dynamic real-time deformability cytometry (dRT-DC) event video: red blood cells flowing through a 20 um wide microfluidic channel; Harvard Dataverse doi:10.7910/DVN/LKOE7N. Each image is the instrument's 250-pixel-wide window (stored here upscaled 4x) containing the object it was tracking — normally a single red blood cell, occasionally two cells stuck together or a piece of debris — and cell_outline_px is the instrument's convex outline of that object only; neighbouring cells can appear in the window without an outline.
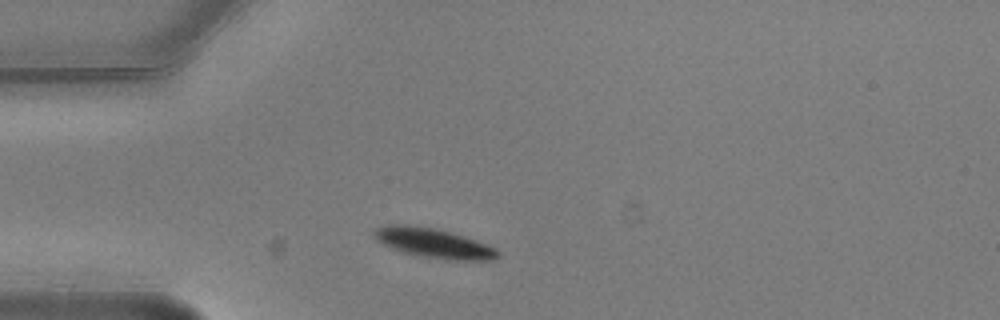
{"species": "common noctule bat (a hibernating species)", "species_latin": "Nyctalus noctula", "temperature_condition": "warm", "stored_images_in_passage": 6, "camera_frame_rate_fps": 3000, "um_per_image_px": 0.085, "animal": {"sex": "male", "body_mass_g": 20.5, "forearm_length_mm": 52.5}, "frame": {"image": 1, "passage_image": 1, "time_ms": 0.0, "image_size_px": [1000, 320], "cell_outline_px": [[500, 256], [492, 260], [448, 260], [420, 256], [404, 252], [392, 248], [376, 240], [372, 232], [376, 228], [388, 224], [408, 224], [436, 228], [488, 244], [496, 248], [500, 252]], "centroid_in_image_um": [36.86, 20.66], "position_along_channel_um": 48.1, "area_um2": 21.39}}
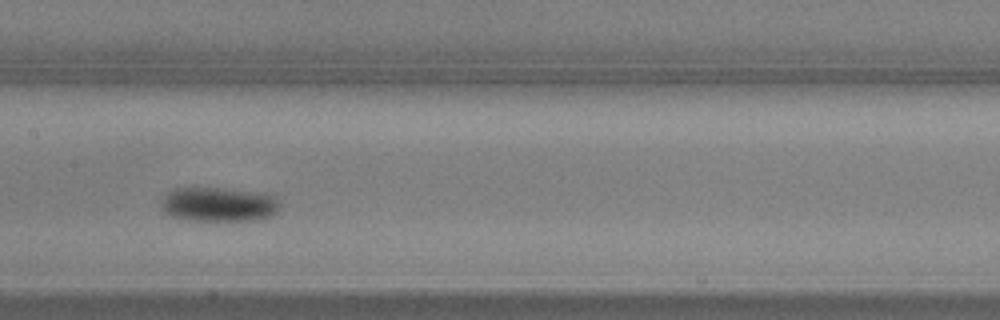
{"frame": {"image": 2, "passage_image": 5, "time_ms": 1.333, "image_size_px": [1000, 320], "cell_outline_px": [[280, 208], [276, 212], [260, 220], [188, 220], [172, 216], [164, 212], [160, 208], [160, 200], [172, 188], [220, 188], [264, 192], [272, 196], [280, 204]], "centroid_in_image_um": [18.55, 17.36], "position_along_channel_um": 188.8, "area_um2": 23.93}}
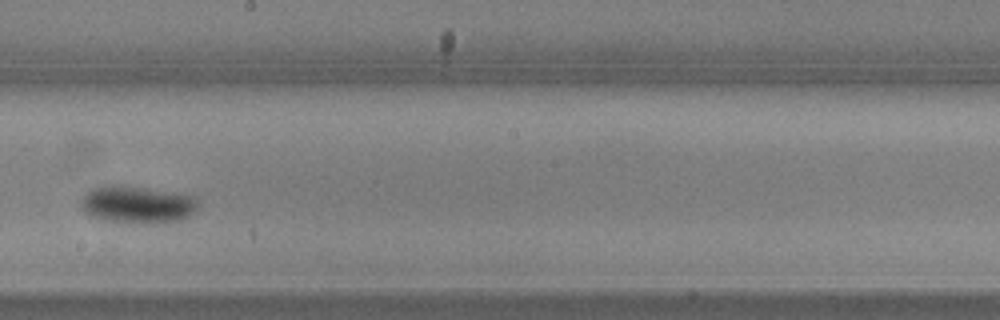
{"frame": {"image": 3, "passage_image": 6, "time_ms": 1.667, "image_size_px": [1000, 320], "cell_outline_px": [[200, 200], [196, 208], [188, 216], [180, 220], [104, 220], [92, 216], [84, 212], [80, 204], [80, 200], [84, 192], [92, 188], [108, 184], [116, 184], [172, 192], [192, 196]], "centroid_in_image_um": [11.58, 17.31], "position_along_channel_um": 236.6, "area_um2": 24.51}}